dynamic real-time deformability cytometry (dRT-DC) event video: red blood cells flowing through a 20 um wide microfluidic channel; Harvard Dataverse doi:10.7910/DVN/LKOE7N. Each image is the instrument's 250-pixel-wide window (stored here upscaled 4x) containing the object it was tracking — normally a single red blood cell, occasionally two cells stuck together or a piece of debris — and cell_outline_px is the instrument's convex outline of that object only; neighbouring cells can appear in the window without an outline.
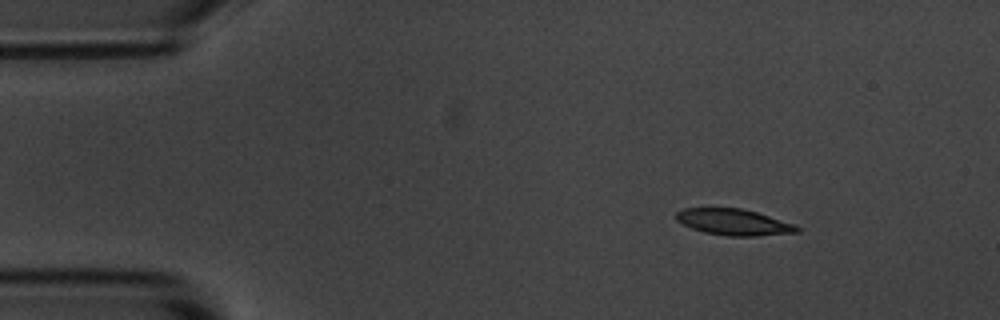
{"species": "common noctule bat (a hibernating species)", "species_latin": "Nyctalus noctula", "temperature_condition": "room temperature", "stored_images_in_passage": 49, "camera_frame_rate_fps": 3000, "um_per_image_px": 0.085, "animal": {"sex": "male", "body_mass_g": 20.1, "forearm_length_mm": 53.5}, "frame": {"image": 1, "passage_image": 1, "time_ms": 0.0, "image_size_px": [1000, 320], "cell_outline_px": [[800, 232], [756, 236], [728, 236], [704, 232], [692, 228], [676, 220], [676, 212], [684, 208], [740, 208], [756, 212], [796, 224], [800, 228]], "centroid_in_image_um": [62.4, 18.88], "position_along_channel_um": 22.6, "area_um2": 18.44}}
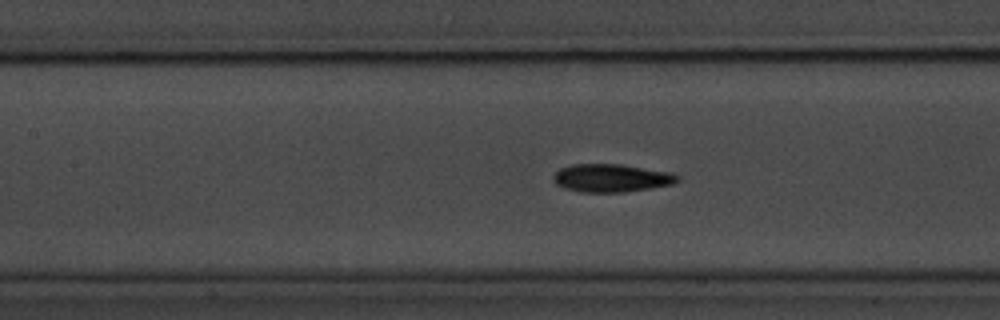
{"frame": {"image": 2, "passage_image": 18, "time_ms": 5.667, "image_size_px": [1000, 320], "cell_outline_px": [[680, 180], [672, 184], [624, 192], [580, 192], [564, 188], [556, 184], [552, 180], [552, 176], [560, 168], [572, 164], [620, 164], [672, 172], [680, 176]], "centroid_in_image_um": [51.95, 15.12], "position_along_channel_um": 155.4, "area_um2": 20.35}}
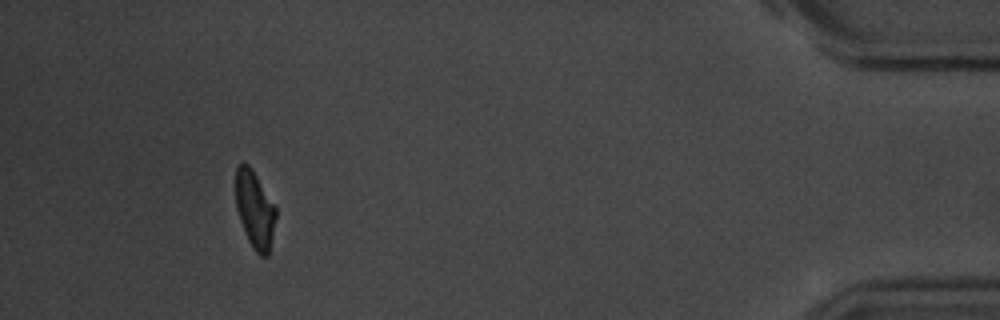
{"frame": {"image": 3, "passage_image": 45, "time_ms": 14.667, "image_size_px": [1000, 320], "cell_outline_px": [[276, 216], [268, 256], [260, 256], [252, 248], [248, 240], [240, 220], [236, 208], [236, 168], [240, 164], [248, 164], [276, 204]], "centroid_in_image_um": [21.67, 17.82], "position_along_channel_um": 413.5, "area_um2": 18.03}, "authors_computed_cell_mechanics": {"area_um2": 19.5942, "velocity_mm_per_s": 3.5848, "shape_relaxation_time_tau1_ms": 3.1351, "shape_relaxation_time_tau2_ms": 2.3265, "deformation_change_tau1": 0.1377, "deformation_change_tau2": 0.0912}}